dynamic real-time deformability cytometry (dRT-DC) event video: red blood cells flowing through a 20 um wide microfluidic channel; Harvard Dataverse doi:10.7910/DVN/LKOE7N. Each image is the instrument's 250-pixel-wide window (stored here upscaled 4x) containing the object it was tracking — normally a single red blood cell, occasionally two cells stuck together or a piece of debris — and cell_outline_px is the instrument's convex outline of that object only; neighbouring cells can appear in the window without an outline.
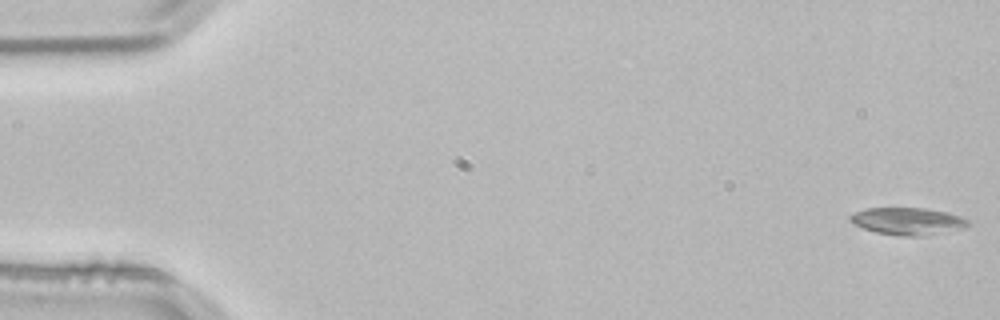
{"species": "common noctule bat (a hibernating species)", "species_latin": "Nyctalus noctula", "temperature_condition": "room temperature", "stored_images_in_passage": 53, "camera_frame_rate_fps": 3000, "um_per_image_px": 0.085, "animal": {"sex": "male", "body_mass_g": 21.5, "forearm_length_mm": 52.0}, "frame": {"image": 1, "passage_image": 1, "time_ms": 0.0, "image_size_px": [1000, 320], "cell_outline_px": [[972, 224], [964, 228], [920, 236], [904, 236], [876, 232], [852, 224], [848, 220], [848, 216], [856, 212], [868, 208], [924, 208], [948, 212], [960, 216], [968, 220]], "centroid_in_image_um": [77.15, 18.79], "position_along_channel_um": 7.8, "area_um2": 18.67}}
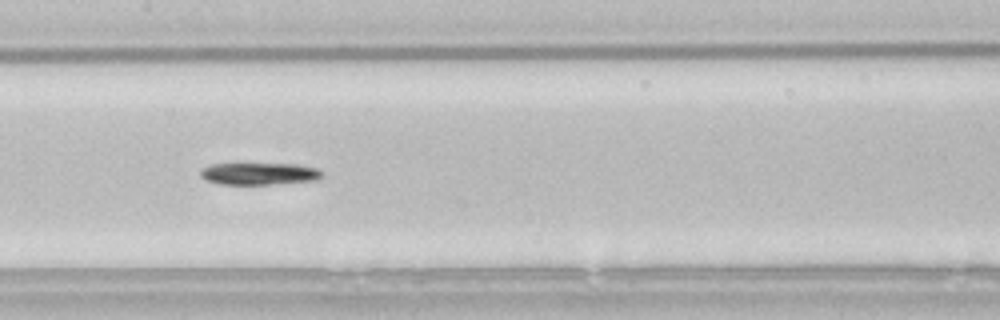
{"frame": {"image": 2, "passage_image": 26, "time_ms": 8.333, "image_size_px": [1000, 320], "cell_outline_px": [[324, 176], [316, 180], [268, 184], [220, 184], [204, 180], [200, 176], [200, 168], [212, 164], [240, 160], [296, 164], [316, 168], [324, 172]], "centroid_in_image_um": [21.95, 14.69], "position_along_channel_um": 185.4, "area_um2": 16.88}}
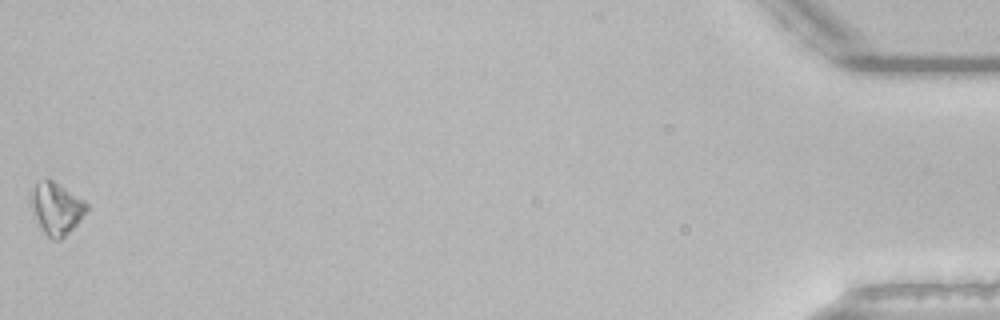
{"frame": {"image": 3, "passage_image": 53, "time_ms": 17.333, "image_size_px": [1000, 320], "cell_outline_px": [[88, 208], [76, 224], [60, 240], [52, 240], [44, 232], [28, 200], [28, 192], [36, 184], [44, 180], [52, 180], [84, 200], [88, 204]], "centroid_in_image_um": [4.76, 17.7], "position_along_channel_um": 430.4, "area_um2": 16.47}, "authors_computed_cell_mechanics": {"area_um2": 16.4152, "velocity_mm_per_s": 3.8345, "shape_relaxation_time_tau1_ms": 4.5006, "shape_relaxation_time_tau2_ms": null, "deformation_change_tau1": 0.118, "deformation_change_tau2": null}}